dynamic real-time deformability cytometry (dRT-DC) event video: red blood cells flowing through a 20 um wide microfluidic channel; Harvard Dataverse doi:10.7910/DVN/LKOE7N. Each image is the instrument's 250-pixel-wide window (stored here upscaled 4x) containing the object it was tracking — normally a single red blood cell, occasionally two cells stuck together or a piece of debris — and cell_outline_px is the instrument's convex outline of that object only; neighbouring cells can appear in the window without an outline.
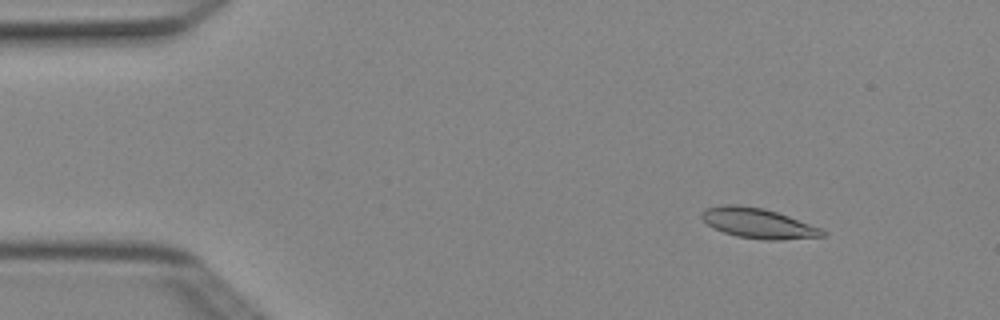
{"species": "Egyptian fruit bat (a non-hibernating species)", "species_latin": "Rousettus aegyptiacus", "temperature_condition": "cold", "stored_images_in_passage": 5, "camera_frame_rate_fps": 3000, "um_per_image_px": 0.085, "animal": {"sex": "female"}, "frame": {"image": 1, "passage_image": 2, "time_ms": 0.333, "image_size_px": [1000, 320], "cell_outline_px": [[824, 236], [780, 240], [764, 240], [736, 236], [712, 228], [700, 216], [700, 212], [704, 208], [724, 204], [740, 204], [764, 208], [788, 216], [820, 228], [824, 232]], "centroid_in_image_um": [64.36, 18.96], "position_along_channel_um": 20.6, "area_um2": 21.15}}